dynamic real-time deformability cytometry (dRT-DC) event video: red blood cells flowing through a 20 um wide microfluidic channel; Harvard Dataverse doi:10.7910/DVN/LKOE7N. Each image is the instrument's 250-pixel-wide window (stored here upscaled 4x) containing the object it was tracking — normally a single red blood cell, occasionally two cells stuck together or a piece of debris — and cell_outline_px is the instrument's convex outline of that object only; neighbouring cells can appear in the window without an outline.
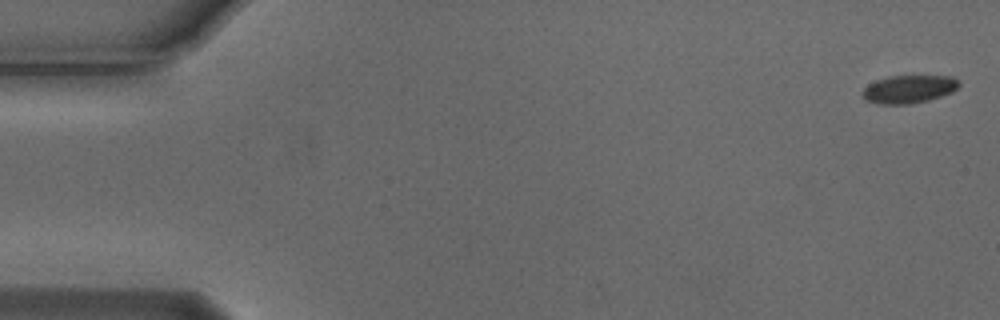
{"species": "Egyptian fruit bat (a non-hibernating species)", "species_latin": "Rousettus aegyptiacus", "temperature_condition": "cold", "stored_images_in_passage": 6, "segment_of_instrument_passage": [2, 2], "camera_frame_rate_fps": 3000, "um_per_image_px": 0.085, "animal": {"sex": "male"}, "frame": {"image": 1, "passage_image": 6, "time_ms": 1.667, "image_size_px": [1000, 320], "cell_outline_px": [[960, 84], [952, 92], [928, 100], [908, 104], [880, 104], [864, 100], [864, 88], [868, 84], [876, 80], [888, 76], [952, 76], [960, 80]], "centroid_in_image_um": [77.26, 7.57], "position_along_channel_um": 7.7, "area_um2": 15.66}}